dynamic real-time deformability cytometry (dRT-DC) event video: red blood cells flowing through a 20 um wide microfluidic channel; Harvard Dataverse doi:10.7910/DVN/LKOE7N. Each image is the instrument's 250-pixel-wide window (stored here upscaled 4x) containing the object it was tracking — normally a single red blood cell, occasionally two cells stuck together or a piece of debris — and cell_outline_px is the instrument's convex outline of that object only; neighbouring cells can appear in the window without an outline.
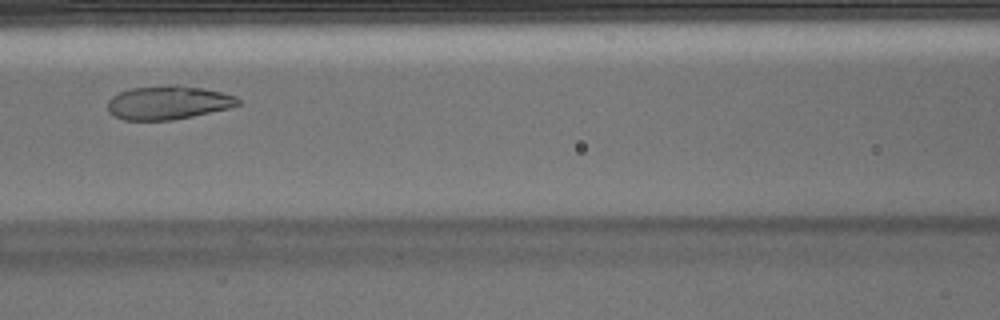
{"species": "Egyptian fruit bat (a non-hibernating species)", "species_latin": "Rousettus aegyptiacus", "temperature_condition": "warm", "stored_images_in_passage": 5, "camera_frame_rate_fps": 3000, "um_per_image_px": 0.085, "animal": {"sex": "male"}, "frame": {"image": 1, "passage_image": 4, "time_ms": 1.0, "image_size_px": [1000, 320], "cell_outline_px": [[240, 104], [228, 108], [192, 116], [172, 120], [124, 120], [108, 112], [108, 100], [112, 96], [120, 92], [132, 88], [168, 84], [172, 84], [200, 88], [220, 92], [236, 96], [240, 100]], "centroid_in_image_um": [14.27, 8.72], "position_along_channel_um": 152.3, "area_um2": 25.43}}